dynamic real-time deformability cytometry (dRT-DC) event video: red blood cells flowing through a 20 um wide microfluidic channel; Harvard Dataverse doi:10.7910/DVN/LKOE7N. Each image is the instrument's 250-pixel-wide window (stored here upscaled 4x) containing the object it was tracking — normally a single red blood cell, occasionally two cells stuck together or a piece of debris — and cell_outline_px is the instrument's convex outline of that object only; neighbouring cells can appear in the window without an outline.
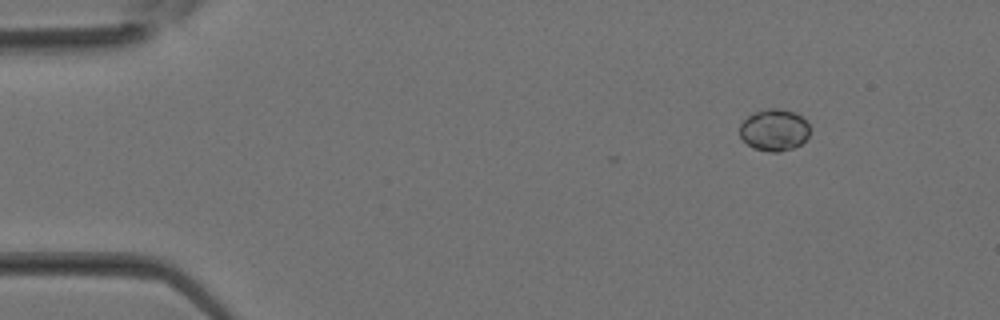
{"species": "Egyptian fruit bat (a non-hibernating species)", "species_latin": "Rousettus aegyptiacus", "temperature_condition": "room temperature", "stored_images_in_passage": 3, "camera_frame_rate_fps": 3000, "um_per_image_px": 0.085, "animal": {"sex": "female"}, "frame": {"image": 1, "passage_image": 3, "time_ms": 0.667, "image_size_px": [1000, 320], "cell_outline_px": [[808, 136], [800, 144], [792, 148], [780, 152], [768, 152], [752, 148], [740, 136], [740, 124], [748, 116], [756, 112], [768, 108], [780, 108], [796, 112], [808, 124]], "centroid_in_image_um": [65.79, 11.05], "position_along_channel_um": 19.2, "area_um2": 16.99}}